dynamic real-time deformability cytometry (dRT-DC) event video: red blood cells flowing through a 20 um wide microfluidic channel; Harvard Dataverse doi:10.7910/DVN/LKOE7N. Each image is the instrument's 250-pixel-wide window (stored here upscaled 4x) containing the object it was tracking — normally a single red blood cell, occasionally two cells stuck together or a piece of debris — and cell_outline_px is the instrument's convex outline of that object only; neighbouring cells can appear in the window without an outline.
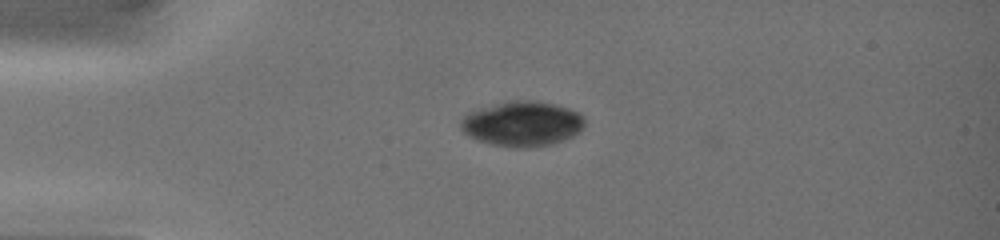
{"species": "common noctule bat (a hibernating species)", "species_latin": "Nyctalus noctula", "temperature_condition": "warm", "stored_images_in_passage": 10, "camera_frame_rate_fps": 3000, "um_per_image_px": 0.085, "animal": {"sex": "female", "body_mass_g": 19.0, "forearm_length_mm": 51.5}, "frame": {"image": 1, "passage_image": 9, "time_ms": 2.0, "image_size_px": [1000, 240], "cell_outline_px": [[584, 124], [580, 132], [564, 140], [552, 144], [528, 148], [516, 148], [492, 144], [476, 140], [468, 136], [460, 128], [460, 120], [468, 112], [480, 108], [496, 104], [516, 100], [536, 100], [556, 104], [580, 112], [584, 116]], "centroid_in_image_um": [44.4, 10.52], "position_along_channel_um": 40.6, "area_um2": 32.77}}